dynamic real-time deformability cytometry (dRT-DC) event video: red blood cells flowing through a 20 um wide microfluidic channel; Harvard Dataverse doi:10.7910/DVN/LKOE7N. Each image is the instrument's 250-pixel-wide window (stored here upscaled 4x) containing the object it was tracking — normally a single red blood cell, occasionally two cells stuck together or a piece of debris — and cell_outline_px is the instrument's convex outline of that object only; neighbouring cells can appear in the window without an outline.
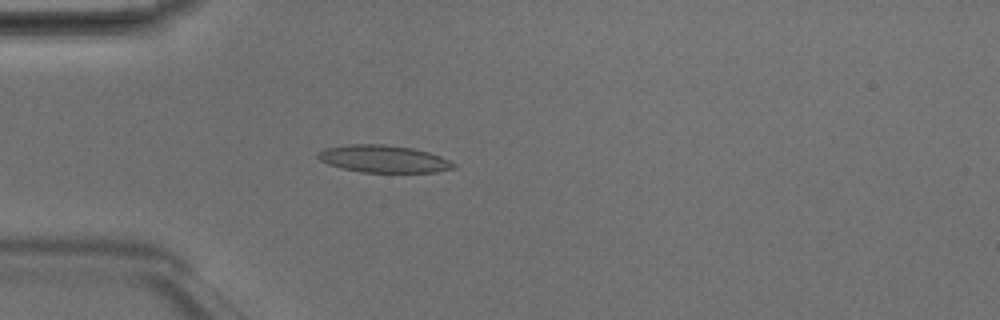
{"species": "Egyptian fruit bat (a non-hibernating species)", "species_latin": "Rousettus aegyptiacus", "temperature_condition": "room temperature", "stored_images_in_passage": 4, "camera_frame_rate_fps": 3000, "um_per_image_px": 0.085, "animal": {"sex": "male"}, "frame": {"image": 1, "passage_image": 4, "time_ms": 1.0, "image_size_px": [1000, 320], "cell_outline_px": [[456, 168], [436, 172], [360, 172], [328, 164], [320, 160], [316, 156], [316, 152], [324, 148], [348, 144], [384, 144], [412, 148], [428, 152], [440, 156], [456, 164]], "centroid_in_image_um": [32.58, 13.5], "position_along_channel_um": 52.4, "area_um2": 21.62}}